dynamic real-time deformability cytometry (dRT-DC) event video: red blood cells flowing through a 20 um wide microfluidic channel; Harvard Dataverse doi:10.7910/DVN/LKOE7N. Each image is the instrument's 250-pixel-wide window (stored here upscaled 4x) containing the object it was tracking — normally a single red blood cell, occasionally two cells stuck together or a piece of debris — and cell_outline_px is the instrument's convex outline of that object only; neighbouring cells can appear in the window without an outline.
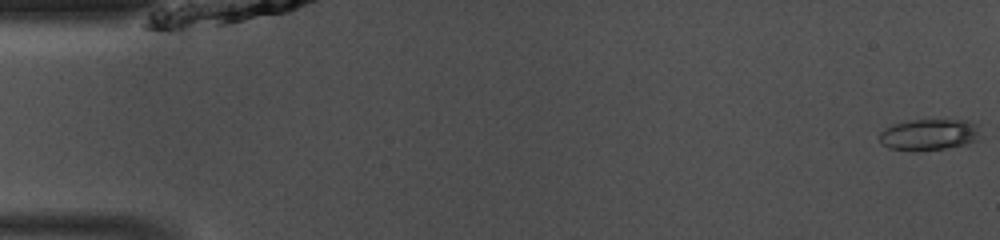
{"species": "common noctule bat (a hibernating species)", "species_latin": "Nyctalus noctula", "temperature_condition": "room temperature", "stored_images_in_passage": 48, "camera_frame_rate_fps": 3000, "um_per_image_px": 0.085, "animal": {"sex": "male", "body_mass_g": 13.0, "forearm_length_mm": 53.1}, "frame": {"image": 1, "passage_image": 1, "time_ms": 0.0, "image_size_px": [1000, 240], "cell_outline_px": [[976, 140], [968, 144], [944, 148], [912, 152], [888, 148], [880, 144], [880, 132], [884, 128], [892, 124], [908, 120], [968, 120], [976, 124]], "centroid_in_image_um": [78.87, 11.45], "position_along_channel_um": 6.1, "area_um2": 18.44}}
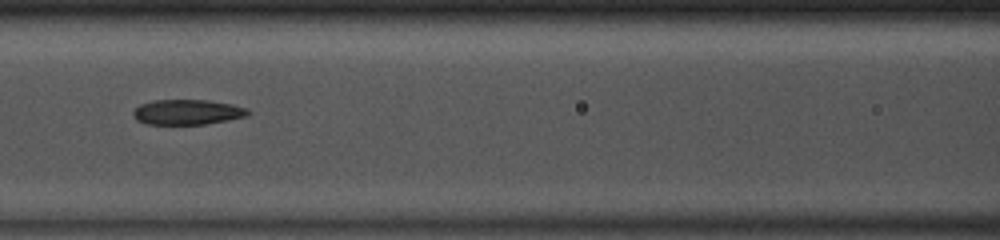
{"frame": {"image": 2, "passage_image": 21, "time_ms": 6.667, "image_size_px": [1000, 240], "cell_outline_px": [[252, 112], [244, 116], [228, 120], [204, 124], [148, 124], [136, 120], [132, 112], [140, 104], [152, 100], [208, 100], [232, 104], [248, 108]], "centroid_in_image_um": [15.93, 9.52], "position_along_channel_um": 150.7, "area_um2": 16.82}}
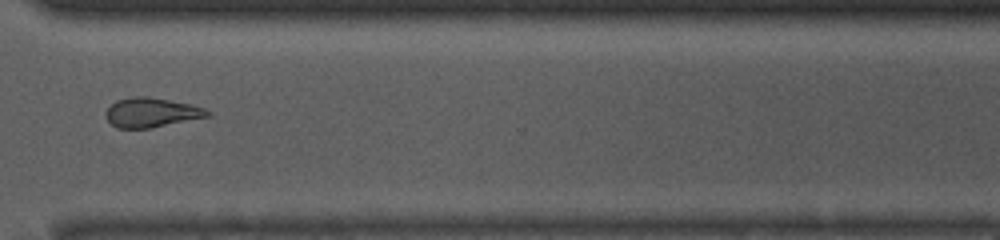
{"frame": {"image": 3, "passage_image": 36, "time_ms": 11.667, "image_size_px": [1000, 240], "cell_outline_px": [[212, 112], [208, 116], [148, 128], [116, 128], [104, 116], [104, 112], [116, 100], [132, 96], [148, 96], [192, 104], [204, 108]], "centroid_in_image_um": [12.83, 9.54], "position_along_channel_um": 357.8, "area_um2": 17.4}, "authors_computed_cell_mechanics": {"area_um2": 17.4845, "velocity_mm_per_s": 4.1587, "shape_relaxation_time_tau1_ms": null, "shape_relaxation_time_tau2_ms": 1.6651, "deformation_change_tau1": null, "deformation_change_tau2": 0.0824}}